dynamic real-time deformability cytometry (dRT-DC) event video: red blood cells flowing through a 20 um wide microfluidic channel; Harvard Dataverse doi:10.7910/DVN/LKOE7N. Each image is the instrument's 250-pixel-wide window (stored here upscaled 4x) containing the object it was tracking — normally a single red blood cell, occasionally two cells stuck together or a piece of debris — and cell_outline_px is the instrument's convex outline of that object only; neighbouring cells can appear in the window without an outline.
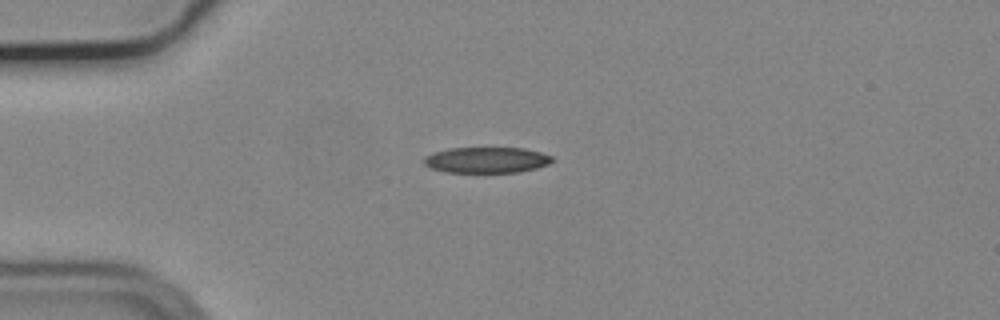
{"species": "common noctule bat (a hibernating species)", "species_latin": "Nyctalus noctula", "temperature_condition": "cold", "stored_images_in_passage": 42, "camera_frame_rate_fps": 3000, "um_per_image_px": 0.085, "animal": {"sex": "male", "body_mass_g": 19.2, "forearm_length_mm": 51.8}, "frame": {"image": 1, "passage_image": 1, "time_ms": 0.0, "image_size_px": [1000, 320], "cell_outline_px": [[556, 160], [548, 164], [536, 168], [520, 172], [444, 172], [432, 168], [424, 164], [424, 156], [432, 152], [448, 148], [524, 148], [540, 152], [552, 156]], "centroid_in_image_um": [41.36, 13.59], "position_along_channel_um": 43.6, "area_um2": 19.42}}
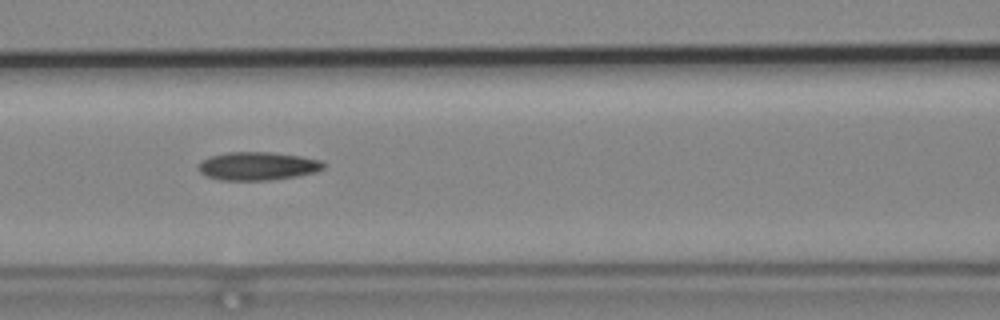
{"frame": {"image": 2, "passage_image": 11, "time_ms": 3.333, "image_size_px": [1000, 320], "cell_outline_px": [[324, 168], [316, 172], [296, 176], [268, 180], [220, 180], [204, 176], [196, 168], [208, 156], [228, 152], [268, 152], [300, 156], [320, 160], [324, 164]], "centroid_in_image_um": [21.86, 14.12], "position_along_channel_um": 144.7, "area_um2": 20.58}}
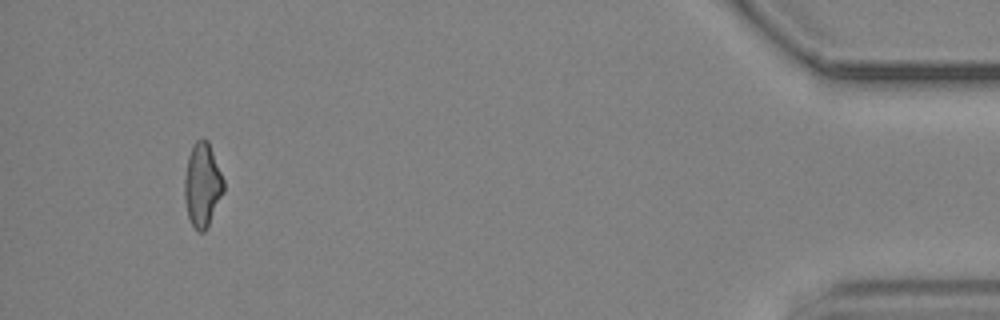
{"frame": {"image": 3, "passage_image": 39, "time_ms": 12.667, "image_size_px": [1000, 320], "cell_outline_px": [[224, 192], [204, 232], [196, 232], [188, 216], [184, 200], [184, 176], [188, 156], [196, 140], [204, 136], [208, 140], [224, 180]], "centroid_in_image_um": [17.19, 15.69], "position_along_channel_um": 418.0, "area_um2": 19.19}, "authors_computed_cell_mechanics": {"area_um2": 19.7098, "velocity_mm_per_s": 3.717, "shape_relaxation_time_tau1_ms": null, "shape_relaxation_time_tau2_ms": 8.6811, "deformation_change_tau1": null, "deformation_change_tau2": 0.1968}}